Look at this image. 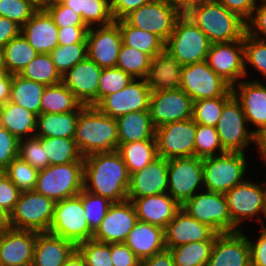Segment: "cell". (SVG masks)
<instances>
[{
  "label": "cell",
  "instance_id": "63",
  "mask_svg": "<svg viewBox=\"0 0 266 266\" xmlns=\"http://www.w3.org/2000/svg\"><path fill=\"white\" fill-rule=\"evenodd\" d=\"M250 247L251 266H266V231L262 230L261 235L253 242L247 237Z\"/></svg>",
  "mask_w": 266,
  "mask_h": 266
},
{
  "label": "cell",
  "instance_id": "29",
  "mask_svg": "<svg viewBox=\"0 0 266 266\" xmlns=\"http://www.w3.org/2000/svg\"><path fill=\"white\" fill-rule=\"evenodd\" d=\"M182 65L167 50L155 54L145 77L151 92L178 89L181 84Z\"/></svg>",
  "mask_w": 266,
  "mask_h": 266
},
{
  "label": "cell",
  "instance_id": "16",
  "mask_svg": "<svg viewBox=\"0 0 266 266\" xmlns=\"http://www.w3.org/2000/svg\"><path fill=\"white\" fill-rule=\"evenodd\" d=\"M206 62L217 75L234 86L246 77L244 40L211 43Z\"/></svg>",
  "mask_w": 266,
  "mask_h": 266
},
{
  "label": "cell",
  "instance_id": "61",
  "mask_svg": "<svg viewBox=\"0 0 266 266\" xmlns=\"http://www.w3.org/2000/svg\"><path fill=\"white\" fill-rule=\"evenodd\" d=\"M153 0H110V10L114 21L123 19L130 12Z\"/></svg>",
  "mask_w": 266,
  "mask_h": 266
},
{
  "label": "cell",
  "instance_id": "50",
  "mask_svg": "<svg viewBox=\"0 0 266 266\" xmlns=\"http://www.w3.org/2000/svg\"><path fill=\"white\" fill-rule=\"evenodd\" d=\"M112 203L108 198L82 190V206L87 223L93 232L100 226Z\"/></svg>",
  "mask_w": 266,
  "mask_h": 266
},
{
  "label": "cell",
  "instance_id": "62",
  "mask_svg": "<svg viewBox=\"0 0 266 266\" xmlns=\"http://www.w3.org/2000/svg\"><path fill=\"white\" fill-rule=\"evenodd\" d=\"M229 11L238 14L247 21L257 6V0H217Z\"/></svg>",
  "mask_w": 266,
  "mask_h": 266
},
{
  "label": "cell",
  "instance_id": "36",
  "mask_svg": "<svg viewBox=\"0 0 266 266\" xmlns=\"http://www.w3.org/2000/svg\"><path fill=\"white\" fill-rule=\"evenodd\" d=\"M38 52L29 44L22 33L11 39L2 49L3 71L19 74L36 56Z\"/></svg>",
  "mask_w": 266,
  "mask_h": 266
},
{
  "label": "cell",
  "instance_id": "28",
  "mask_svg": "<svg viewBox=\"0 0 266 266\" xmlns=\"http://www.w3.org/2000/svg\"><path fill=\"white\" fill-rule=\"evenodd\" d=\"M76 250L77 245L68 239L38 232L32 266H63Z\"/></svg>",
  "mask_w": 266,
  "mask_h": 266
},
{
  "label": "cell",
  "instance_id": "40",
  "mask_svg": "<svg viewBox=\"0 0 266 266\" xmlns=\"http://www.w3.org/2000/svg\"><path fill=\"white\" fill-rule=\"evenodd\" d=\"M81 105L72 91L63 83L46 86L41 98L40 114L72 112Z\"/></svg>",
  "mask_w": 266,
  "mask_h": 266
},
{
  "label": "cell",
  "instance_id": "27",
  "mask_svg": "<svg viewBox=\"0 0 266 266\" xmlns=\"http://www.w3.org/2000/svg\"><path fill=\"white\" fill-rule=\"evenodd\" d=\"M21 33L38 53L49 54L58 43V27L44 9L39 8L21 27Z\"/></svg>",
  "mask_w": 266,
  "mask_h": 266
},
{
  "label": "cell",
  "instance_id": "51",
  "mask_svg": "<svg viewBox=\"0 0 266 266\" xmlns=\"http://www.w3.org/2000/svg\"><path fill=\"white\" fill-rule=\"evenodd\" d=\"M133 78L117 67L102 69L99 88L98 103L110 94L116 93L127 86Z\"/></svg>",
  "mask_w": 266,
  "mask_h": 266
},
{
  "label": "cell",
  "instance_id": "12",
  "mask_svg": "<svg viewBox=\"0 0 266 266\" xmlns=\"http://www.w3.org/2000/svg\"><path fill=\"white\" fill-rule=\"evenodd\" d=\"M181 14L165 0H153L130 12L123 19L130 26L156 34L166 42Z\"/></svg>",
  "mask_w": 266,
  "mask_h": 266
},
{
  "label": "cell",
  "instance_id": "22",
  "mask_svg": "<svg viewBox=\"0 0 266 266\" xmlns=\"http://www.w3.org/2000/svg\"><path fill=\"white\" fill-rule=\"evenodd\" d=\"M37 233L5 227L0 234V266H32Z\"/></svg>",
  "mask_w": 266,
  "mask_h": 266
},
{
  "label": "cell",
  "instance_id": "47",
  "mask_svg": "<svg viewBox=\"0 0 266 266\" xmlns=\"http://www.w3.org/2000/svg\"><path fill=\"white\" fill-rule=\"evenodd\" d=\"M3 172L23 192L34 190L39 170L17 157Z\"/></svg>",
  "mask_w": 266,
  "mask_h": 266
},
{
  "label": "cell",
  "instance_id": "5",
  "mask_svg": "<svg viewBox=\"0 0 266 266\" xmlns=\"http://www.w3.org/2000/svg\"><path fill=\"white\" fill-rule=\"evenodd\" d=\"M84 162L49 165L39 170L34 190L55 202L77 196L83 190Z\"/></svg>",
  "mask_w": 266,
  "mask_h": 266
},
{
  "label": "cell",
  "instance_id": "59",
  "mask_svg": "<svg viewBox=\"0 0 266 266\" xmlns=\"http://www.w3.org/2000/svg\"><path fill=\"white\" fill-rule=\"evenodd\" d=\"M113 266H140V259L125 243H111Z\"/></svg>",
  "mask_w": 266,
  "mask_h": 266
},
{
  "label": "cell",
  "instance_id": "1",
  "mask_svg": "<svg viewBox=\"0 0 266 266\" xmlns=\"http://www.w3.org/2000/svg\"><path fill=\"white\" fill-rule=\"evenodd\" d=\"M130 174L117 150L84 158L83 189L111 202L128 200Z\"/></svg>",
  "mask_w": 266,
  "mask_h": 266
},
{
  "label": "cell",
  "instance_id": "68",
  "mask_svg": "<svg viewBox=\"0 0 266 266\" xmlns=\"http://www.w3.org/2000/svg\"><path fill=\"white\" fill-rule=\"evenodd\" d=\"M176 7L181 13H186L193 5L200 0H165Z\"/></svg>",
  "mask_w": 266,
  "mask_h": 266
},
{
  "label": "cell",
  "instance_id": "10",
  "mask_svg": "<svg viewBox=\"0 0 266 266\" xmlns=\"http://www.w3.org/2000/svg\"><path fill=\"white\" fill-rule=\"evenodd\" d=\"M247 124L242 106L233 95L224 104L216 126L221 146L225 151L245 153V148L254 143L255 133L247 129Z\"/></svg>",
  "mask_w": 266,
  "mask_h": 266
},
{
  "label": "cell",
  "instance_id": "56",
  "mask_svg": "<svg viewBox=\"0 0 266 266\" xmlns=\"http://www.w3.org/2000/svg\"><path fill=\"white\" fill-rule=\"evenodd\" d=\"M21 191L2 171L0 174V209L8 217L19 200Z\"/></svg>",
  "mask_w": 266,
  "mask_h": 266
},
{
  "label": "cell",
  "instance_id": "32",
  "mask_svg": "<svg viewBox=\"0 0 266 266\" xmlns=\"http://www.w3.org/2000/svg\"><path fill=\"white\" fill-rule=\"evenodd\" d=\"M118 144L155 139L149 110L129 112L116 119Z\"/></svg>",
  "mask_w": 266,
  "mask_h": 266
},
{
  "label": "cell",
  "instance_id": "73",
  "mask_svg": "<svg viewBox=\"0 0 266 266\" xmlns=\"http://www.w3.org/2000/svg\"><path fill=\"white\" fill-rule=\"evenodd\" d=\"M63 0H46V5L47 4H52V3H58V2H62Z\"/></svg>",
  "mask_w": 266,
  "mask_h": 266
},
{
  "label": "cell",
  "instance_id": "42",
  "mask_svg": "<svg viewBox=\"0 0 266 266\" xmlns=\"http://www.w3.org/2000/svg\"><path fill=\"white\" fill-rule=\"evenodd\" d=\"M215 240L190 242L169 248L175 266H207Z\"/></svg>",
  "mask_w": 266,
  "mask_h": 266
},
{
  "label": "cell",
  "instance_id": "60",
  "mask_svg": "<svg viewBox=\"0 0 266 266\" xmlns=\"http://www.w3.org/2000/svg\"><path fill=\"white\" fill-rule=\"evenodd\" d=\"M88 29L87 26H66L58 28L59 45L87 43Z\"/></svg>",
  "mask_w": 266,
  "mask_h": 266
},
{
  "label": "cell",
  "instance_id": "70",
  "mask_svg": "<svg viewBox=\"0 0 266 266\" xmlns=\"http://www.w3.org/2000/svg\"><path fill=\"white\" fill-rule=\"evenodd\" d=\"M264 185H265V194H264L262 215L264 214L263 216L266 219V184L264 183ZM261 227H262V230L266 231V227H265V224L264 223H261Z\"/></svg>",
  "mask_w": 266,
  "mask_h": 266
},
{
  "label": "cell",
  "instance_id": "53",
  "mask_svg": "<svg viewBox=\"0 0 266 266\" xmlns=\"http://www.w3.org/2000/svg\"><path fill=\"white\" fill-rule=\"evenodd\" d=\"M18 157L37 170H42L49 166V162L45 161L41 137L33 136L20 139Z\"/></svg>",
  "mask_w": 266,
  "mask_h": 266
},
{
  "label": "cell",
  "instance_id": "57",
  "mask_svg": "<svg viewBox=\"0 0 266 266\" xmlns=\"http://www.w3.org/2000/svg\"><path fill=\"white\" fill-rule=\"evenodd\" d=\"M19 139L0 126V170L4 171L8 165L18 157Z\"/></svg>",
  "mask_w": 266,
  "mask_h": 266
},
{
  "label": "cell",
  "instance_id": "7",
  "mask_svg": "<svg viewBox=\"0 0 266 266\" xmlns=\"http://www.w3.org/2000/svg\"><path fill=\"white\" fill-rule=\"evenodd\" d=\"M55 201L35 190L23 191L7 217L8 227L48 232L55 210Z\"/></svg>",
  "mask_w": 266,
  "mask_h": 266
},
{
  "label": "cell",
  "instance_id": "65",
  "mask_svg": "<svg viewBox=\"0 0 266 266\" xmlns=\"http://www.w3.org/2000/svg\"><path fill=\"white\" fill-rule=\"evenodd\" d=\"M140 266H175L168 249L140 261Z\"/></svg>",
  "mask_w": 266,
  "mask_h": 266
},
{
  "label": "cell",
  "instance_id": "26",
  "mask_svg": "<svg viewBox=\"0 0 266 266\" xmlns=\"http://www.w3.org/2000/svg\"><path fill=\"white\" fill-rule=\"evenodd\" d=\"M237 88V89H236ZM233 95L240 102L247 122L257 129L266 127V86L260 80L240 81L231 87Z\"/></svg>",
  "mask_w": 266,
  "mask_h": 266
},
{
  "label": "cell",
  "instance_id": "15",
  "mask_svg": "<svg viewBox=\"0 0 266 266\" xmlns=\"http://www.w3.org/2000/svg\"><path fill=\"white\" fill-rule=\"evenodd\" d=\"M149 111L155 128L193 117V100L181 89L151 92Z\"/></svg>",
  "mask_w": 266,
  "mask_h": 266
},
{
  "label": "cell",
  "instance_id": "6",
  "mask_svg": "<svg viewBox=\"0 0 266 266\" xmlns=\"http://www.w3.org/2000/svg\"><path fill=\"white\" fill-rule=\"evenodd\" d=\"M246 153L225 152L203 158V186L206 191L225 194L245 181Z\"/></svg>",
  "mask_w": 266,
  "mask_h": 266
},
{
  "label": "cell",
  "instance_id": "45",
  "mask_svg": "<svg viewBox=\"0 0 266 266\" xmlns=\"http://www.w3.org/2000/svg\"><path fill=\"white\" fill-rule=\"evenodd\" d=\"M233 96L230 88L223 96L193 102V120L197 124L216 127L224 104Z\"/></svg>",
  "mask_w": 266,
  "mask_h": 266
},
{
  "label": "cell",
  "instance_id": "9",
  "mask_svg": "<svg viewBox=\"0 0 266 266\" xmlns=\"http://www.w3.org/2000/svg\"><path fill=\"white\" fill-rule=\"evenodd\" d=\"M48 232L68 239L76 245L92 239L94 232L86 220L82 206V191L77 196L55 203L54 218Z\"/></svg>",
  "mask_w": 266,
  "mask_h": 266
},
{
  "label": "cell",
  "instance_id": "34",
  "mask_svg": "<svg viewBox=\"0 0 266 266\" xmlns=\"http://www.w3.org/2000/svg\"><path fill=\"white\" fill-rule=\"evenodd\" d=\"M36 122L37 116L20 105L8 101L0 106V126L19 140L35 136Z\"/></svg>",
  "mask_w": 266,
  "mask_h": 266
},
{
  "label": "cell",
  "instance_id": "43",
  "mask_svg": "<svg viewBox=\"0 0 266 266\" xmlns=\"http://www.w3.org/2000/svg\"><path fill=\"white\" fill-rule=\"evenodd\" d=\"M20 76L53 86L62 83V76L57 71L50 54L38 53L37 56L20 73Z\"/></svg>",
  "mask_w": 266,
  "mask_h": 266
},
{
  "label": "cell",
  "instance_id": "23",
  "mask_svg": "<svg viewBox=\"0 0 266 266\" xmlns=\"http://www.w3.org/2000/svg\"><path fill=\"white\" fill-rule=\"evenodd\" d=\"M217 235L213 228L197 221L181 208L164 228L165 248L190 242L216 240Z\"/></svg>",
  "mask_w": 266,
  "mask_h": 266
},
{
  "label": "cell",
  "instance_id": "24",
  "mask_svg": "<svg viewBox=\"0 0 266 266\" xmlns=\"http://www.w3.org/2000/svg\"><path fill=\"white\" fill-rule=\"evenodd\" d=\"M207 266H251L250 247L244 232L218 233Z\"/></svg>",
  "mask_w": 266,
  "mask_h": 266
},
{
  "label": "cell",
  "instance_id": "25",
  "mask_svg": "<svg viewBox=\"0 0 266 266\" xmlns=\"http://www.w3.org/2000/svg\"><path fill=\"white\" fill-rule=\"evenodd\" d=\"M168 160L157 157L141 170L130 174L128 200L168 193Z\"/></svg>",
  "mask_w": 266,
  "mask_h": 266
},
{
  "label": "cell",
  "instance_id": "30",
  "mask_svg": "<svg viewBox=\"0 0 266 266\" xmlns=\"http://www.w3.org/2000/svg\"><path fill=\"white\" fill-rule=\"evenodd\" d=\"M132 203L139 221L163 229L181 209V205L168 193L135 198Z\"/></svg>",
  "mask_w": 266,
  "mask_h": 266
},
{
  "label": "cell",
  "instance_id": "31",
  "mask_svg": "<svg viewBox=\"0 0 266 266\" xmlns=\"http://www.w3.org/2000/svg\"><path fill=\"white\" fill-rule=\"evenodd\" d=\"M140 259H146L164 251V229L142 221H137L124 242Z\"/></svg>",
  "mask_w": 266,
  "mask_h": 266
},
{
  "label": "cell",
  "instance_id": "69",
  "mask_svg": "<svg viewBox=\"0 0 266 266\" xmlns=\"http://www.w3.org/2000/svg\"><path fill=\"white\" fill-rule=\"evenodd\" d=\"M63 266H86L84 258L76 250Z\"/></svg>",
  "mask_w": 266,
  "mask_h": 266
},
{
  "label": "cell",
  "instance_id": "2",
  "mask_svg": "<svg viewBox=\"0 0 266 266\" xmlns=\"http://www.w3.org/2000/svg\"><path fill=\"white\" fill-rule=\"evenodd\" d=\"M211 43L244 40L246 21L217 0H200L185 13Z\"/></svg>",
  "mask_w": 266,
  "mask_h": 266
},
{
  "label": "cell",
  "instance_id": "66",
  "mask_svg": "<svg viewBox=\"0 0 266 266\" xmlns=\"http://www.w3.org/2000/svg\"><path fill=\"white\" fill-rule=\"evenodd\" d=\"M12 74L6 71L0 72V106L10 100Z\"/></svg>",
  "mask_w": 266,
  "mask_h": 266
},
{
  "label": "cell",
  "instance_id": "11",
  "mask_svg": "<svg viewBox=\"0 0 266 266\" xmlns=\"http://www.w3.org/2000/svg\"><path fill=\"white\" fill-rule=\"evenodd\" d=\"M196 127L190 118L155 128L158 156L167 160L195 156Z\"/></svg>",
  "mask_w": 266,
  "mask_h": 266
},
{
  "label": "cell",
  "instance_id": "8",
  "mask_svg": "<svg viewBox=\"0 0 266 266\" xmlns=\"http://www.w3.org/2000/svg\"><path fill=\"white\" fill-rule=\"evenodd\" d=\"M181 208L197 221L213 228L217 233L241 230L232 222L223 193L199 191L181 205Z\"/></svg>",
  "mask_w": 266,
  "mask_h": 266
},
{
  "label": "cell",
  "instance_id": "75",
  "mask_svg": "<svg viewBox=\"0 0 266 266\" xmlns=\"http://www.w3.org/2000/svg\"><path fill=\"white\" fill-rule=\"evenodd\" d=\"M3 71L2 67V55H1V48H0V72Z\"/></svg>",
  "mask_w": 266,
  "mask_h": 266
},
{
  "label": "cell",
  "instance_id": "49",
  "mask_svg": "<svg viewBox=\"0 0 266 266\" xmlns=\"http://www.w3.org/2000/svg\"><path fill=\"white\" fill-rule=\"evenodd\" d=\"M77 251L84 258L86 266H113L111 243L90 239L77 244Z\"/></svg>",
  "mask_w": 266,
  "mask_h": 266
},
{
  "label": "cell",
  "instance_id": "41",
  "mask_svg": "<svg viewBox=\"0 0 266 266\" xmlns=\"http://www.w3.org/2000/svg\"><path fill=\"white\" fill-rule=\"evenodd\" d=\"M41 144L45 153V161H48L49 165L84 162L74 139L43 137Z\"/></svg>",
  "mask_w": 266,
  "mask_h": 266
},
{
  "label": "cell",
  "instance_id": "55",
  "mask_svg": "<svg viewBox=\"0 0 266 266\" xmlns=\"http://www.w3.org/2000/svg\"><path fill=\"white\" fill-rule=\"evenodd\" d=\"M44 9L53 18L58 28L66 26H86L79 14L70 7L63 5L61 2L47 4Z\"/></svg>",
  "mask_w": 266,
  "mask_h": 266
},
{
  "label": "cell",
  "instance_id": "3",
  "mask_svg": "<svg viewBox=\"0 0 266 266\" xmlns=\"http://www.w3.org/2000/svg\"><path fill=\"white\" fill-rule=\"evenodd\" d=\"M74 141L83 158L115 151L118 149L117 121L96 107L86 106L79 113Z\"/></svg>",
  "mask_w": 266,
  "mask_h": 266
},
{
  "label": "cell",
  "instance_id": "52",
  "mask_svg": "<svg viewBox=\"0 0 266 266\" xmlns=\"http://www.w3.org/2000/svg\"><path fill=\"white\" fill-rule=\"evenodd\" d=\"M244 62L245 76L249 62L258 72L266 78V40L254 38L247 33L244 35Z\"/></svg>",
  "mask_w": 266,
  "mask_h": 266
},
{
  "label": "cell",
  "instance_id": "71",
  "mask_svg": "<svg viewBox=\"0 0 266 266\" xmlns=\"http://www.w3.org/2000/svg\"><path fill=\"white\" fill-rule=\"evenodd\" d=\"M38 8H44L46 6V0H30Z\"/></svg>",
  "mask_w": 266,
  "mask_h": 266
},
{
  "label": "cell",
  "instance_id": "20",
  "mask_svg": "<svg viewBox=\"0 0 266 266\" xmlns=\"http://www.w3.org/2000/svg\"><path fill=\"white\" fill-rule=\"evenodd\" d=\"M137 221L132 201L113 202L92 239L104 243H124Z\"/></svg>",
  "mask_w": 266,
  "mask_h": 266
},
{
  "label": "cell",
  "instance_id": "38",
  "mask_svg": "<svg viewBox=\"0 0 266 266\" xmlns=\"http://www.w3.org/2000/svg\"><path fill=\"white\" fill-rule=\"evenodd\" d=\"M117 151L124 160L129 174L143 169L159 157L156 140L118 144Z\"/></svg>",
  "mask_w": 266,
  "mask_h": 266
},
{
  "label": "cell",
  "instance_id": "48",
  "mask_svg": "<svg viewBox=\"0 0 266 266\" xmlns=\"http://www.w3.org/2000/svg\"><path fill=\"white\" fill-rule=\"evenodd\" d=\"M219 150V155L226 151L221 146L216 127L197 124L195 135V156L206 158L215 156Z\"/></svg>",
  "mask_w": 266,
  "mask_h": 266
},
{
  "label": "cell",
  "instance_id": "54",
  "mask_svg": "<svg viewBox=\"0 0 266 266\" xmlns=\"http://www.w3.org/2000/svg\"><path fill=\"white\" fill-rule=\"evenodd\" d=\"M30 0H0V17H6L22 27L38 10Z\"/></svg>",
  "mask_w": 266,
  "mask_h": 266
},
{
  "label": "cell",
  "instance_id": "19",
  "mask_svg": "<svg viewBox=\"0 0 266 266\" xmlns=\"http://www.w3.org/2000/svg\"><path fill=\"white\" fill-rule=\"evenodd\" d=\"M264 187V188H263ZM265 186L245 180L225 193L232 222L240 229L244 219L257 217L263 223L262 213ZM258 215V216H257Z\"/></svg>",
  "mask_w": 266,
  "mask_h": 266
},
{
  "label": "cell",
  "instance_id": "44",
  "mask_svg": "<svg viewBox=\"0 0 266 266\" xmlns=\"http://www.w3.org/2000/svg\"><path fill=\"white\" fill-rule=\"evenodd\" d=\"M151 59L152 58L148 54L122 43L116 67L120 68L134 79H145Z\"/></svg>",
  "mask_w": 266,
  "mask_h": 266
},
{
  "label": "cell",
  "instance_id": "35",
  "mask_svg": "<svg viewBox=\"0 0 266 266\" xmlns=\"http://www.w3.org/2000/svg\"><path fill=\"white\" fill-rule=\"evenodd\" d=\"M46 85L26 79L19 74H12L10 102L40 115L41 98Z\"/></svg>",
  "mask_w": 266,
  "mask_h": 266
},
{
  "label": "cell",
  "instance_id": "64",
  "mask_svg": "<svg viewBox=\"0 0 266 266\" xmlns=\"http://www.w3.org/2000/svg\"><path fill=\"white\" fill-rule=\"evenodd\" d=\"M21 33V27L6 17H0V48Z\"/></svg>",
  "mask_w": 266,
  "mask_h": 266
},
{
  "label": "cell",
  "instance_id": "4",
  "mask_svg": "<svg viewBox=\"0 0 266 266\" xmlns=\"http://www.w3.org/2000/svg\"><path fill=\"white\" fill-rule=\"evenodd\" d=\"M210 46L205 33L185 13L178 17L172 34L165 42V49L182 66L205 61Z\"/></svg>",
  "mask_w": 266,
  "mask_h": 266
},
{
  "label": "cell",
  "instance_id": "17",
  "mask_svg": "<svg viewBox=\"0 0 266 266\" xmlns=\"http://www.w3.org/2000/svg\"><path fill=\"white\" fill-rule=\"evenodd\" d=\"M151 90L145 79H132L122 90L105 96L95 107L117 119L129 112L149 110Z\"/></svg>",
  "mask_w": 266,
  "mask_h": 266
},
{
  "label": "cell",
  "instance_id": "74",
  "mask_svg": "<svg viewBox=\"0 0 266 266\" xmlns=\"http://www.w3.org/2000/svg\"><path fill=\"white\" fill-rule=\"evenodd\" d=\"M7 226H8L7 223H0V234H1L2 230H3L5 227H7Z\"/></svg>",
  "mask_w": 266,
  "mask_h": 266
},
{
  "label": "cell",
  "instance_id": "39",
  "mask_svg": "<svg viewBox=\"0 0 266 266\" xmlns=\"http://www.w3.org/2000/svg\"><path fill=\"white\" fill-rule=\"evenodd\" d=\"M122 43L148 54L151 58L165 48V42L156 34L130 26L124 19L116 20Z\"/></svg>",
  "mask_w": 266,
  "mask_h": 266
},
{
  "label": "cell",
  "instance_id": "67",
  "mask_svg": "<svg viewBox=\"0 0 266 266\" xmlns=\"http://www.w3.org/2000/svg\"><path fill=\"white\" fill-rule=\"evenodd\" d=\"M254 144L258 147L259 154H261L262 159H264L263 162L266 165V127L255 132Z\"/></svg>",
  "mask_w": 266,
  "mask_h": 266
},
{
  "label": "cell",
  "instance_id": "18",
  "mask_svg": "<svg viewBox=\"0 0 266 266\" xmlns=\"http://www.w3.org/2000/svg\"><path fill=\"white\" fill-rule=\"evenodd\" d=\"M87 57L102 69L116 67L122 35L116 21L90 27L87 32Z\"/></svg>",
  "mask_w": 266,
  "mask_h": 266
},
{
  "label": "cell",
  "instance_id": "76",
  "mask_svg": "<svg viewBox=\"0 0 266 266\" xmlns=\"http://www.w3.org/2000/svg\"><path fill=\"white\" fill-rule=\"evenodd\" d=\"M259 2H261V3H266V0H259Z\"/></svg>",
  "mask_w": 266,
  "mask_h": 266
},
{
  "label": "cell",
  "instance_id": "46",
  "mask_svg": "<svg viewBox=\"0 0 266 266\" xmlns=\"http://www.w3.org/2000/svg\"><path fill=\"white\" fill-rule=\"evenodd\" d=\"M49 54L57 71L62 76L87 57V43L57 45Z\"/></svg>",
  "mask_w": 266,
  "mask_h": 266
},
{
  "label": "cell",
  "instance_id": "58",
  "mask_svg": "<svg viewBox=\"0 0 266 266\" xmlns=\"http://www.w3.org/2000/svg\"><path fill=\"white\" fill-rule=\"evenodd\" d=\"M246 33L254 38L266 40V3L257 4L251 17L246 21ZM261 35L264 37H260Z\"/></svg>",
  "mask_w": 266,
  "mask_h": 266
},
{
  "label": "cell",
  "instance_id": "14",
  "mask_svg": "<svg viewBox=\"0 0 266 266\" xmlns=\"http://www.w3.org/2000/svg\"><path fill=\"white\" fill-rule=\"evenodd\" d=\"M180 88L194 101L223 96L231 86L217 75L206 60L182 67Z\"/></svg>",
  "mask_w": 266,
  "mask_h": 266
},
{
  "label": "cell",
  "instance_id": "21",
  "mask_svg": "<svg viewBox=\"0 0 266 266\" xmlns=\"http://www.w3.org/2000/svg\"><path fill=\"white\" fill-rule=\"evenodd\" d=\"M101 72L102 68L86 57L62 75V83L82 105L95 107Z\"/></svg>",
  "mask_w": 266,
  "mask_h": 266
},
{
  "label": "cell",
  "instance_id": "33",
  "mask_svg": "<svg viewBox=\"0 0 266 266\" xmlns=\"http://www.w3.org/2000/svg\"><path fill=\"white\" fill-rule=\"evenodd\" d=\"M85 107V105H81L76 111L72 112L38 115L35 136L74 139L79 113Z\"/></svg>",
  "mask_w": 266,
  "mask_h": 266
},
{
  "label": "cell",
  "instance_id": "72",
  "mask_svg": "<svg viewBox=\"0 0 266 266\" xmlns=\"http://www.w3.org/2000/svg\"><path fill=\"white\" fill-rule=\"evenodd\" d=\"M0 223H7V216L0 209Z\"/></svg>",
  "mask_w": 266,
  "mask_h": 266
},
{
  "label": "cell",
  "instance_id": "37",
  "mask_svg": "<svg viewBox=\"0 0 266 266\" xmlns=\"http://www.w3.org/2000/svg\"><path fill=\"white\" fill-rule=\"evenodd\" d=\"M61 3L79 14L88 28L108 25L114 21L110 0H63Z\"/></svg>",
  "mask_w": 266,
  "mask_h": 266
},
{
  "label": "cell",
  "instance_id": "13",
  "mask_svg": "<svg viewBox=\"0 0 266 266\" xmlns=\"http://www.w3.org/2000/svg\"><path fill=\"white\" fill-rule=\"evenodd\" d=\"M168 194L180 205L203 187V158L184 157L168 160Z\"/></svg>",
  "mask_w": 266,
  "mask_h": 266
}]
</instances>
